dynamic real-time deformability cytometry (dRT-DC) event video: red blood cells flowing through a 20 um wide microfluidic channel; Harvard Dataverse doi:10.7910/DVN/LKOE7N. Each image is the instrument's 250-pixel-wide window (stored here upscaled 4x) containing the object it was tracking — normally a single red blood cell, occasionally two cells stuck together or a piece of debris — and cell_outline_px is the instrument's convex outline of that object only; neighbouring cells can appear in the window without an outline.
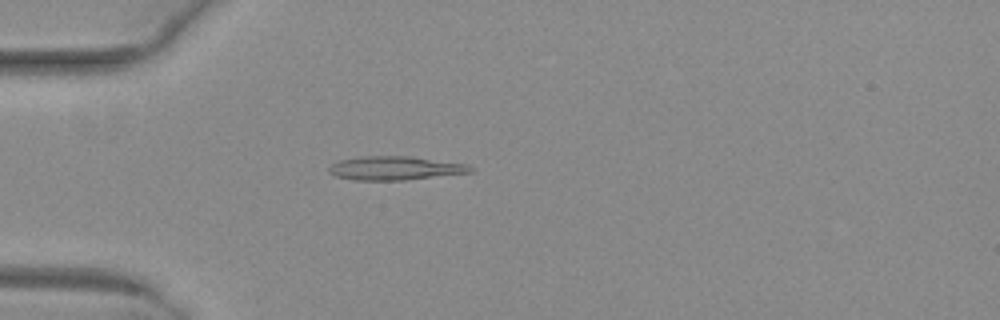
{"species": "common noctule bat (a hibernating species)", "species_latin": "Nyctalus noctula", "temperature_condition": "warm", "stored_images_in_passage": 37, "camera_frame_rate_fps": 3000, "um_per_image_px": 0.085, "animal": {"sex": "female", "body_mass_g": 29.2, "forearm_length_mm": 56.3}, "frame": {"image": 1, "passage_image": 1, "time_ms": 0.0, "image_size_px": [1000, 320], "cell_outline_px": [[472, 172], [404, 180], [356, 180], [336, 176], [328, 172], [328, 168], [332, 164], [340, 160], [360, 156], [408, 156], [468, 164], [472, 168]], "centroid_in_image_um": [33.55, 14.29], "position_along_channel_um": 51.4, "area_um2": 19.42}}
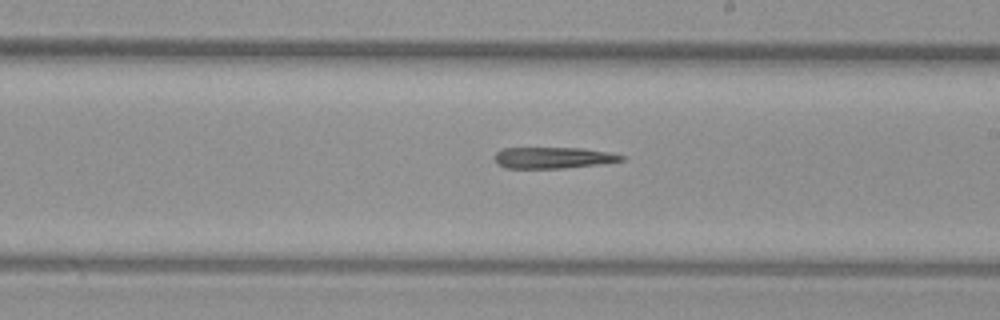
{"frame": {"image": 2, "passage_image": 16, "time_ms": 5.0, "image_size_px": [1000, 320], "cell_outline_px": [[624, 160], [600, 164], [564, 168], [504, 168], [496, 164], [496, 152], [504, 148], [584, 148], [608, 152], [624, 156]], "centroid_in_image_um": [47.01, 13.41], "position_along_channel_um": 242.0, "area_um2": 15.66}}
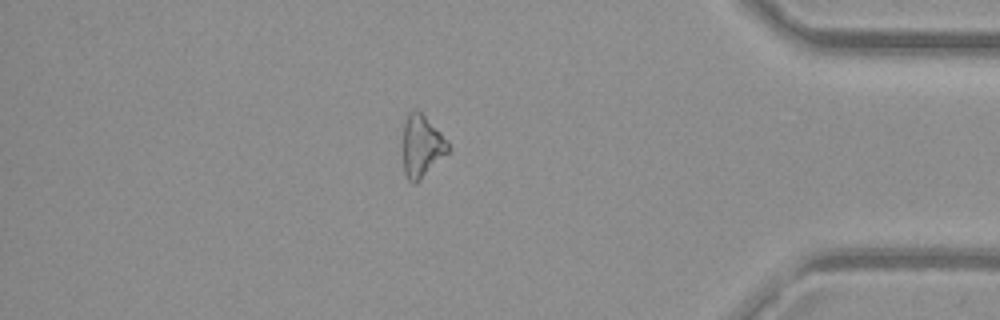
{"frame": {"image": 3, "passage_image": 30, "time_ms": 9.667, "image_size_px": [1000, 320], "cell_outline_px": [[448, 152], [416, 184], [412, 184], [408, 180], [404, 172], [404, 120], [408, 112], [412, 108], [416, 108], [448, 140]], "centroid_in_image_um": [35.83, 12.41], "position_along_channel_um": 399.4, "area_um2": 16.18}}